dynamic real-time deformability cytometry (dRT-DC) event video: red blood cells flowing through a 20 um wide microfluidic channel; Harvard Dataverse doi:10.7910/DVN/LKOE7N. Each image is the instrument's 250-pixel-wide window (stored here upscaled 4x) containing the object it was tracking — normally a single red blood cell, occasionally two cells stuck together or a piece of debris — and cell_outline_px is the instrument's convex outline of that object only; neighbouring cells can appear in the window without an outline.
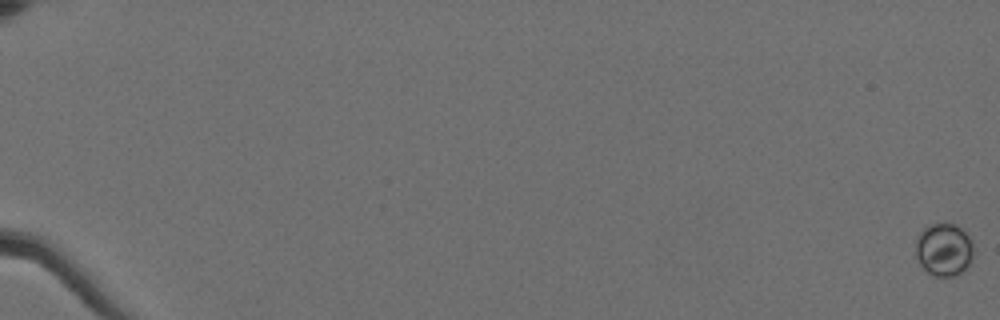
{"species": "Egyptian fruit bat (a non-hibernating species)", "species_latin": "Rousettus aegyptiacus", "temperature_condition": "cold", "stored_images_in_passage": 62, "camera_frame_rate_fps": 3000, "um_per_image_px": 0.085, "animal": {"sex": "female"}, "frame": {"image": 1, "passage_image": 1, "time_ms": 0.0, "image_size_px": [1000, 320], "cell_outline_px": [[972, 264], [960, 272], [952, 276], [936, 276], [928, 272], [916, 260], [916, 240], [920, 232], [924, 228], [932, 224], [952, 224], [960, 228], [972, 240]], "centroid_in_image_um": [80.23, 21.23], "position_along_channel_um": 4.8, "area_um2": 17.63}}
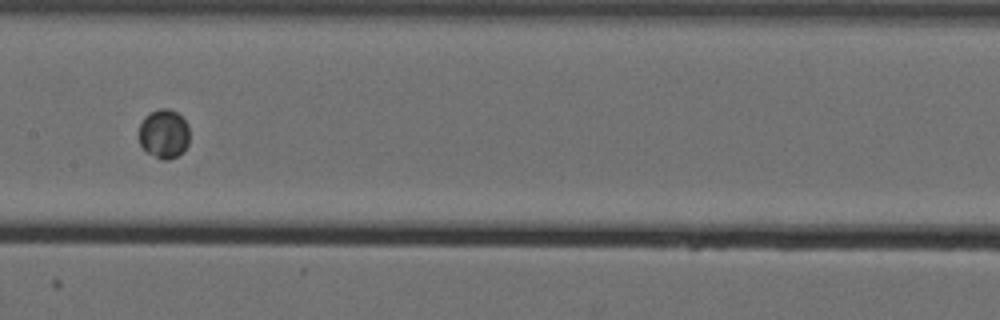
{"frame": {"image": 2, "passage_image": 36, "time_ms": 11.667, "image_size_px": [1000, 320], "cell_outline_px": [[188, 144], [184, 152], [168, 160], [164, 160], [148, 152], [140, 144], [140, 124], [144, 116], [160, 108], [168, 108], [176, 112], [188, 124]], "centroid_in_image_um": [13.95, 11.37], "position_along_channel_um": 193.5, "area_um2": 14.28}}
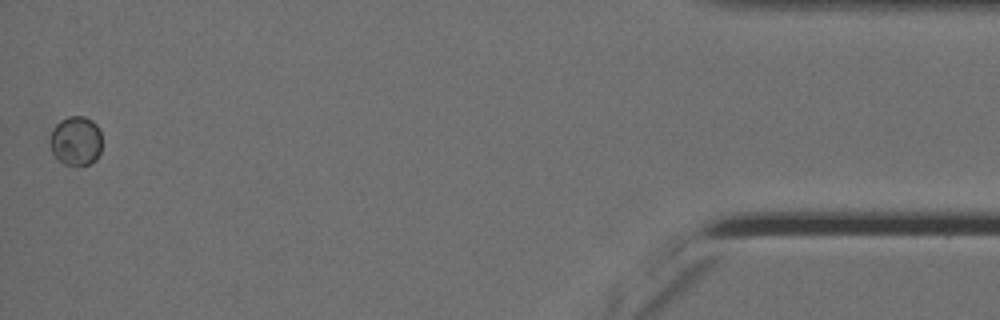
{"frame": {"image": 3, "passage_image": 62, "time_ms": 20.333, "image_size_px": [1000, 320], "cell_outline_px": [[100, 152], [96, 160], [88, 164], [64, 164], [52, 152], [52, 128], [60, 120], [68, 116], [84, 116], [92, 120], [100, 128]], "centroid_in_image_um": [6.48, 11.93], "position_along_channel_um": 428.7, "area_um2": 14.62}}